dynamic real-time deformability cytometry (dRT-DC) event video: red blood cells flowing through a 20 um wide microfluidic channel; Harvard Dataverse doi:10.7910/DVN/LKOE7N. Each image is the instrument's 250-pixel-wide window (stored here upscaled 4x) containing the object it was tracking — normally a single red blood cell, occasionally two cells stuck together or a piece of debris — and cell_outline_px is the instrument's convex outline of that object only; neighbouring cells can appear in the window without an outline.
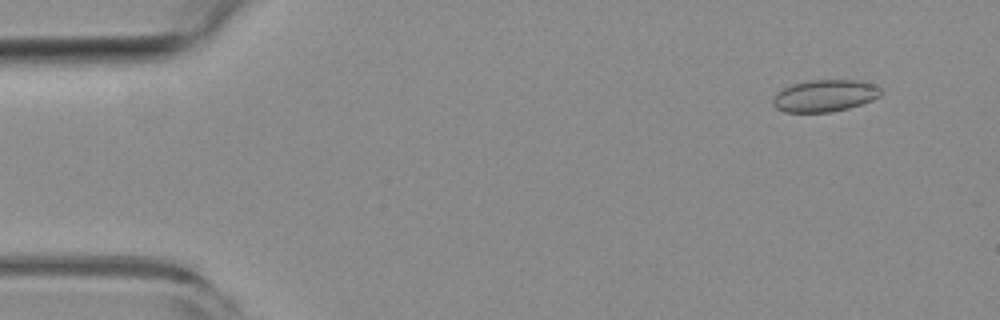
{"species": "common noctule bat (a hibernating species)", "species_latin": "Nyctalus noctula", "temperature_condition": "room temperature", "stored_images_in_passage": 54, "camera_frame_rate_fps": 3000, "um_per_image_px": 0.085, "animal": {"sex": "female", "body_mass_g": 19.3, "forearm_length_mm": 54.1}, "frame": {"image": 1, "passage_image": 5, "time_ms": 1.333, "image_size_px": [1000, 320], "cell_outline_px": [[884, 92], [880, 96], [872, 100], [848, 108], [832, 112], [784, 112], [776, 108], [772, 104], [772, 96], [784, 88], [792, 84], [808, 80], [860, 80], [872, 84], [880, 88]], "centroid_in_image_um": [70.09, 8.13], "position_along_channel_um": 14.9, "area_um2": 20.23}}
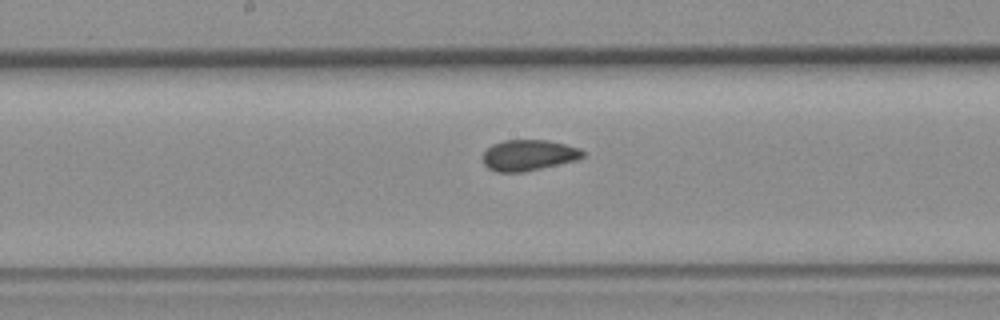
{"frame": {"image": 2, "passage_image": 28, "time_ms": 9.0, "image_size_px": [1000, 320], "cell_outline_px": [[584, 156], [576, 160], [524, 172], [496, 172], [488, 168], [484, 164], [480, 156], [492, 144], [504, 140], [548, 140], [580, 148], [584, 152]], "centroid_in_image_um": [44.89, 13.19], "position_along_channel_um": 203.3, "area_um2": 18.09}}
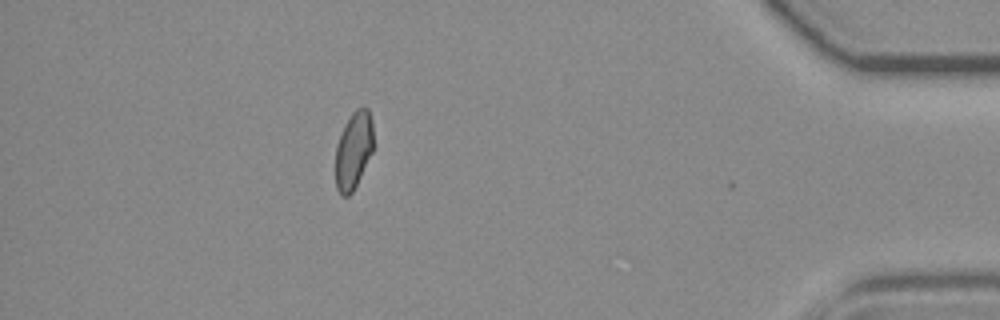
{"frame": {"image": 3, "passage_image": 48, "time_ms": 15.667, "image_size_px": [1000, 320], "cell_outline_px": [[372, 152], [352, 192], [348, 196], [340, 196], [336, 188], [336, 144], [344, 124], [352, 112], [356, 108], [364, 104], [368, 108], [372, 120]], "centroid_in_image_um": [30.04, 12.73], "position_along_channel_um": 405.2, "area_um2": 17.11}, "authors_computed_cell_mechanics": {"area_um2": 18.2648, "velocity_mm_per_s": 3.8217, "shape_relaxation_time_tau1_ms": null, "shape_relaxation_time_tau2_ms": 1.1168, "deformation_change_tau1": null, "deformation_change_tau2": 0.062}}